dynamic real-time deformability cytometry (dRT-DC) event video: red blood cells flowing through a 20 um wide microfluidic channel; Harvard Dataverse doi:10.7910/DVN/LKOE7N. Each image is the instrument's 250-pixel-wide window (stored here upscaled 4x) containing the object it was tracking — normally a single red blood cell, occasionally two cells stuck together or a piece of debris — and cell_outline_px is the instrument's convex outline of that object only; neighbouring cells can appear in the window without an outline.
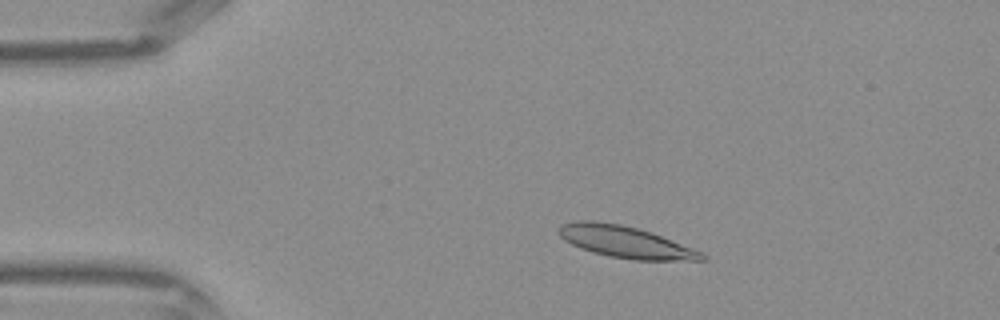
{"species": "Egyptian fruit bat (a non-hibernating species)", "species_latin": "Rousettus aegyptiacus", "temperature_condition": "warm", "stored_images_in_passage": 42, "camera_frame_rate_fps": 3000, "um_per_image_px": 0.085, "frame": {"image": 1, "passage_image": 7, "time_ms": 2.0, "image_size_px": [1000, 320], "cell_outline_px": [[708, 260], [632, 260], [608, 256], [592, 252], [580, 248], [564, 240], [560, 236], [560, 228], [564, 224], [576, 220], [592, 220], [620, 224], [652, 232], [704, 252], [708, 256]], "centroid_in_image_um": [53.22, 20.58], "position_along_channel_um": 31.8, "area_um2": 26.53}}
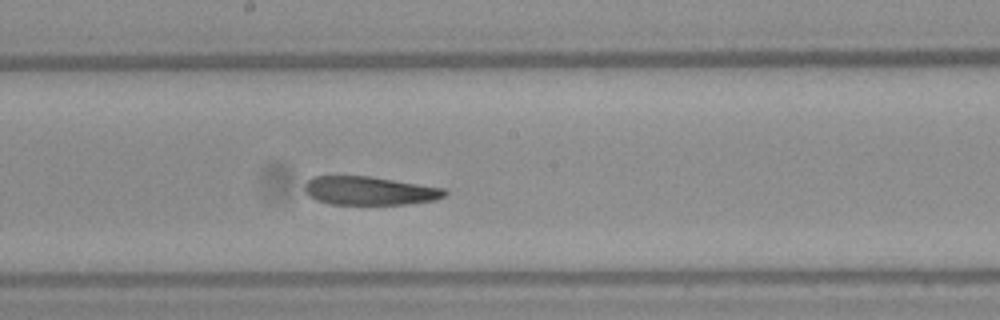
{"frame": {"image": 2, "passage_image": 22, "time_ms": 7.0, "image_size_px": [1000, 320], "cell_outline_px": [[448, 192], [444, 196], [436, 200], [404, 204], [332, 204], [316, 200], [308, 196], [304, 192], [304, 184], [308, 180], [316, 176], [372, 176], [444, 188]], "centroid_in_image_um": [31.39, 16.21], "position_along_channel_um": 216.8, "area_um2": 23.35}}
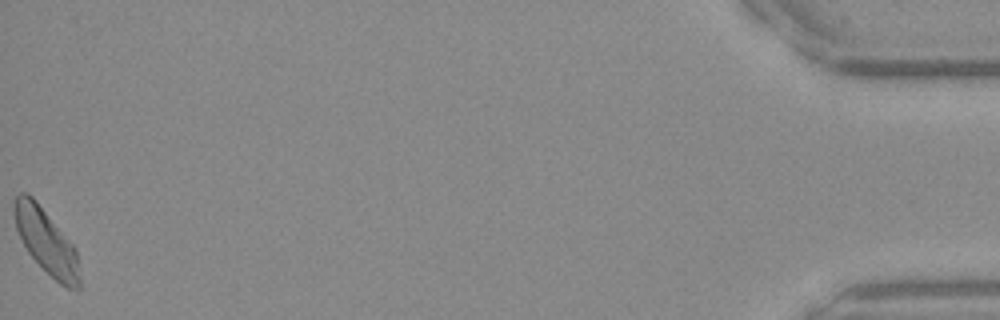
{"frame": {"image": 3, "passage_image": 42, "time_ms": 13.667, "image_size_px": [1000, 320], "cell_outline_px": [[80, 288], [68, 288], [60, 284], [28, 252], [16, 228], [12, 208], [12, 204], [16, 196], [20, 192], [28, 192], [36, 200], [76, 248], [80, 276]], "centroid_in_image_um": [3.92, 20.48], "position_along_channel_um": 431.3, "area_um2": 24.45}}